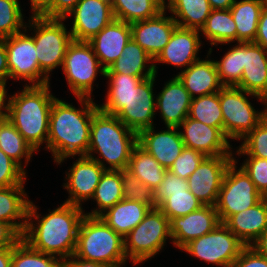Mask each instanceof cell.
Listing matches in <instances>:
<instances>
[{
  "label": "cell",
  "instance_id": "6da1fadb",
  "mask_svg": "<svg viewBox=\"0 0 267 267\" xmlns=\"http://www.w3.org/2000/svg\"><path fill=\"white\" fill-rule=\"evenodd\" d=\"M37 209L30 201L22 239L33 249L59 256L62 261L71 257L75 253L78 230L85 216L83 208L64 202L44 217L37 213ZM33 218L39 219L37 225L33 223Z\"/></svg>",
  "mask_w": 267,
  "mask_h": 267
},
{
  "label": "cell",
  "instance_id": "7a4b0ae2",
  "mask_svg": "<svg viewBox=\"0 0 267 267\" xmlns=\"http://www.w3.org/2000/svg\"><path fill=\"white\" fill-rule=\"evenodd\" d=\"M82 107L75 108L56 98L50 110L48 139L45 148L60 164L71 156H86L89 149L91 121L99 109L92 98L77 97Z\"/></svg>",
  "mask_w": 267,
  "mask_h": 267
},
{
  "label": "cell",
  "instance_id": "3957f363",
  "mask_svg": "<svg viewBox=\"0 0 267 267\" xmlns=\"http://www.w3.org/2000/svg\"><path fill=\"white\" fill-rule=\"evenodd\" d=\"M46 85H24V89L9 97L7 119L25 141L37 151L47 144L50 110L56 99Z\"/></svg>",
  "mask_w": 267,
  "mask_h": 267
},
{
  "label": "cell",
  "instance_id": "277c9868",
  "mask_svg": "<svg viewBox=\"0 0 267 267\" xmlns=\"http://www.w3.org/2000/svg\"><path fill=\"white\" fill-rule=\"evenodd\" d=\"M136 144L137 133L125 126L115 115L100 109L94 113L86 156L100 163L105 170H127L132 149ZM93 152L99 153L103 161L93 156ZM104 161L110 166L106 167Z\"/></svg>",
  "mask_w": 267,
  "mask_h": 267
},
{
  "label": "cell",
  "instance_id": "5b68a950",
  "mask_svg": "<svg viewBox=\"0 0 267 267\" xmlns=\"http://www.w3.org/2000/svg\"><path fill=\"white\" fill-rule=\"evenodd\" d=\"M74 255L86 261L121 267L126 264L124 238L100 217L85 215L78 230Z\"/></svg>",
  "mask_w": 267,
  "mask_h": 267
},
{
  "label": "cell",
  "instance_id": "8992f818",
  "mask_svg": "<svg viewBox=\"0 0 267 267\" xmlns=\"http://www.w3.org/2000/svg\"><path fill=\"white\" fill-rule=\"evenodd\" d=\"M170 220L158 209H150L144 219L124 237V251L133 265L153 258L166 243ZM129 257V258H128Z\"/></svg>",
  "mask_w": 267,
  "mask_h": 267
},
{
  "label": "cell",
  "instance_id": "52a82bcc",
  "mask_svg": "<svg viewBox=\"0 0 267 267\" xmlns=\"http://www.w3.org/2000/svg\"><path fill=\"white\" fill-rule=\"evenodd\" d=\"M246 96H254L265 104V99L238 87L223 86L219 91L223 115V134L228 139H243L265 117L264 111H256Z\"/></svg>",
  "mask_w": 267,
  "mask_h": 267
},
{
  "label": "cell",
  "instance_id": "ba28073f",
  "mask_svg": "<svg viewBox=\"0 0 267 267\" xmlns=\"http://www.w3.org/2000/svg\"><path fill=\"white\" fill-rule=\"evenodd\" d=\"M31 20V21H30ZM29 25L34 28L32 35L40 69L49 77L50 72L63 65L66 50L73 41L70 31L64 25V19H49L31 16Z\"/></svg>",
  "mask_w": 267,
  "mask_h": 267
},
{
  "label": "cell",
  "instance_id": "9c48e42d",
  "mask_svg": "<svg viewBox=\"0 0 267 267\" xmlns=\"http://www.w3.org/2000/svg\"><path fill=\"white\" fill-rule=\"evenodd\" d=\"M69 89L76 97L91 98L93 82L98 72L105 76L91 44L73 40L67 50L62 65Z\"/></svg>",
  "mask_w": 267,
  "mask_h": 267
},
{
  "label": "cell",
  "instance_id": "30bf717a",
  "mask_svg": "<svg viewBox=\"0 0 267 267\" xmlns=\"http://www.w3.org/2000/svg\"><path fill=\"white\" fill-rule=\"evenodd\" d=\"M236 163L234 159L227 168L215 205L221 223L256 205L264 197L246 172L241 167L236 169Z\"/></svg>",
  "mask_w": 267,
  "mask_h": 267
},
{
  "label": "cell",
  "instance_id": "8fae6325",
  "mask_svg": "<svg viewBox=\"0 0 267 267\" xmlns=\"http://www.w3.org/2000/svg\"><path fill=\"white\" fill-rule=\"evenodd\" d=\"M246 245L224 223L198 237L181 250L207 263L231 267Z\"/></svg>",
  "mask_w": 267,
  "mask_h": 267
},
{
  "label": "cell",
  "instance_id": "7c38bea8",
  "mask_svg": "<svg viewBox=\"0 0 267 267\" xmlns=\"http://www.w3.org/2000/svg\"><path fill=\"white\" fill-rule=\"evenodd\" d=\"M20 33L3 38L6 46L10 78L25 79L32 85H46L49 77L40 69L32 36Z\"/></svg>",
  "mask_w": 267,
  "mask_h": 267
},
{
  "label": "cell",
  "instance_id": "4fadbf2b",
  "mask_svg": "<svg viewBox=\"0 0 267 267\" xmlns=\"http://www.w3.org/2000/svg\"><path fill=\"white\" fill-rule=\"evenodd\" d=\"M234 155L206 157L188 177L189 190L203 204L215 206L222 182Z\"/></svg>",
  "mask_w": 267,
  "mask_h": 267
},
{
  "label": "cell",
  "instance_id": "5bb4252c",
  "mask_svg": "<svg viewBox=\"0 0 267 267\" xmlns=\"http://www.w3.org/2000/svg\"><path fill=\"white\" fill-rule=\"evenodd\" d=\"M156 75L144 79L136 87L135 94L115 114L128 128L137 134L146 128L152 127L156 112V100L153 87Z\"/></svg>",
  "mask_w": 267,
  "mask_h": 267
},
{
  "label": "cell",
  "instance_id": "9a60e30c",
  "mask_svg": "<svg viewBox=\"0 0 267 267\" xmlns=\"http://www.w3.org/2000/svg\"><path fill=\"white\" fill-rule=\"evenodd\" d=\"M68 15L74 17L73 40L87 42L114 19L111 5L102 0H80Z\"/></svg>",
  "mask_w": 267,
  "mask_h": 267
},
{
  "label": "cell",
  "instance_id": "2e32d148",
  "mask_svg": "<svg viewBox=\"0 0 267 267\" xmlns=\"http://www.w3.org/2000/svg\"><path fill=\"white\" fill-rule=\"evenodd\" d=\"M185 147L192 148L206 157L232 155L229 139L216 127L187 117L179 126Z\"/></svg>",
  "mask_w": 267,
  "mask_h": 267
},
{
  "label": "cell",
  "instance_id": "e0dca14e",
  "mask_svg": "<svg viewBox=\"0 0 267 267\" xmlns=\"http://www.w3.org/2000/svg\"><path fill=\"white\" fill-rule=\"evenodd\" d=\"M105 169L100 163L88 156H79L69 172L63 187L68 190L69 198L65 203L81 207V202L93 198L100 177Z\"/></svg>",
  "mask_w": 267,
  "mask_h": 267
},
{
  "label": "cell",
  "instance_id": "ac0fdd59",
  "mask_svg": "<svg viewBox=\"0 0 267 267\" xmlns=\"http://www.w3.org/2000/svg\"><path fill=\"white\" fill-rule=\"evenodd\" d=\"M220 223L215 206L203 205L194 212L170 220L171 240L182 249L190 241L214 230Z\"/></svg>",
  "mask_w": 267,
  "mask_h": 267
},
{
  "label": "cell",
  "instance_id": "d6986e66",
  "mask_svg": "<svg viewBox=\"0 0 267 267\" xmlns=\"http://www.w3.org/2000/svg\"><path fill=\"white\" fill-rule=\"evenodd\" d=\"M165 10L156 17L130 23L132 38L155 59L178 27L172 16H164Z\"/></svg>",
  "mask_w": 267,
  "mask_h": 267
},
{
  "label": "cell",
  "instance_id": "ffe728a7",
  "mask_svg": "<svg viewBox=\"0 0 267 267\" xmlns=\"http://www.w3.org/2000/svg\"><path fill=\"white\" fill-rule=\"evenodd\" d=\"M166 128L159 132H155L154 126L141 130L137 134V143L168 170L185 146L180 128Z\"/></svg>",
  "mask_w": 267,
  "mask_h": 267
},
{
  "label": "cell",
  "instance_id": "44dd1931",
  "mask_svg": "<svg viewBox=\"0 0 267 267\" xmlns=\"http://www.w3.org/2000/svg\"><path fill=\"white\" fill-rule=\"evenodd\" d=\"M131 38L130 23L113 19L88 42L91 44L101 66L106 70L120 57Z\"/></svg>",
  "mask_w": 267,
  "mask_h": 267
},
{
  "label": "cell",
  "instance_id": "7402d4cb",
  "mask_svg": "<svg viewBox=\"0 0 267 267\" xmlns=\"http://www.w3.org/2000/svg\"><path fill=\"white\" fill-rule=\"evenodd\" d=\"M199 33V30L177 27L170 41L154 59V62L187 69L200 59L197 57L201 47Z\"/></svg>",
  "mask_w": 267,
  "mask_h": 267
},
{
  "label": "cell",
  "instance_id": "603a6c76",
  "mask_svg": "<svg viewBox=\"0 0 267 267\" xmlns=\"http://www.w3.org/2000/svg\"><path fill=\"white\" fill-rule=\"evenodd\" d=\"M192 97L177 76L166 82L156 98L166 127H177L188 117Z\"/></svg>",
  "mask_w": 267,
  "mask_h": 267
},
{
  "label": "cell",
  "instance_id": "cb8c5ba5",
  "mask_svg": "<svg viewBox=\"0 0 267 267\" xmlns=\"http://www.w3.org/2000/svg\"><path fill=\"white\" fill-rule=\"evenodd\" d=\"M244 65L236 87L267 99V51L254 42H244Z\"/></svg>",
  "mask_w": 267,
  "mask_h": 267
},
{
  "label": "cell",
  "instance_id": "d4e9b609",
  "mask_svg": "<svg viewBox=\"0 0 267 267\" xmlns=\"http://www.w3.org/2000/svg\"><path fill=\"white\" fill-rule=\"evenodd\" d=\"M224 225L246 246L252 245L267 229V199L263 197L249 209L231 215Z\"/></svg>",
  "mask_w": 267,
  "mask_h": 267
},
{
  "label": "cell",
  "instance_id": "484cf974",
  "mask_svg": "<svg viewBox=\"0 0 267 267\" xmlns=\"http://www.w3.org/2000/svg\"><path fill=\"white\" fill-rule=\"evenodd\" d=\"M176 76L192 98L219 92L223 87L213 60L199 59Z\"/></svg>",
  "mask_w": 267,
  "mask_h": 267
},
{
  "label": "cell",
  "instance_id": "4316f807",
  "mask_svg": "<svg viewBox=\"0 0 267 267\" xmlns=\"http://www.w3.org/2000/svg\"><path fill=\"white\" fill-rule=\"evenodd\" d=\"M152 62L150 65L146 64ZM133 38L126 44L120 57L105 73H120L137 77H151L157 74V63ZM148 67V68H147ZM147 70V71H146ZM145 71V72H144Z\"/></svg>",
  "mask_w": 267,
  "mask_h": 267
},
{
  "label": "cell",
  "instance_id": "83f0119b",
  "mask_svg": "<svg viewBox=\"0 0 267 267\" xmlns=\"http://www.w3.org/2000/svg\"><path fill=\"white\" fill-rule=\"evenodd\" d=\"M150 209L144 203L122 199L99 217L124 238L144 219Z\"/></svg>",
  "mask_w": 267,
  "mask_h": 267
},
{
  "label": "cell",
  "instance_id": "f1b7e54d",
  "mask_svg": "<svg viewBox=\"0 0 267 267\" xmlns=\"http://www.w3.org/2000/svg\"><path fill=\"white\" fill-rule=\"evenodd\" d=\"M29 204L30 200L24 190V185L0 188V221L10 223L23 235L27 225ZM17 220L20 221L17 222Z\"/></svg>",
  "mask_w": 267,
  "mask_h": 267
},
{
  "label": "cell",
  "instance_id": "f546056e",
  "mask_svg": "<svg viewBox=\"0 0 267 267\" xmlns=\"http://www.w3.org/2000/svg\"><path fill=\"white\" fill-rule=\"evenodd\" d=\"M110 79L106 102L98 105L105 113L115 115L125 103L135 94L136 87L144 79L150 77H137L120 73H105Z\"/></svg>",
  "mask_w": 267,
  "mask_h": 267
},
{
  "label": "cell",
  "instance_id": "4dcf8cb0",
  "mask_svg": "<svg viewBox=\"0 0 267 267\" xmlns=\"http://www.w3.org/2000/svg\"><path fill=\"white\" fill-rule=\"evenodd\" d=\"M263 8V0H234L230 12L236 24L237 42H254Z\"/></svg>",
  "mask_w": 267,
  "mask_h": 267
},
{
  "label": "cell",
  "instance_id": "1f68e13d",
  "mask_svg": "<svg viewBox=\"0 0 267 267\" xmlns=\"http://www.w3.org/2000/svg\"><path fill=\"white\" fill-rule=\"evenodd\" d=\"M167 169L138 143L132 149L127 171L153 191L159 187Z\"/></svg>",
  "mask_w": 267,
  "mask_h": 267
},
{
  "label": "cell",
  "instance_id": "d6a6232c",
  "mask_svg": "<svg viewBox=\"0 0 267 267\" xmlns=\"http://www.w3.org/2000/svg\"><path fill=\"white\" fill-rule=\"evenodd\" d=\"M122 171L105 170L96 187L94 199L98 208L85 215L99 217L123 198Z\"/></svg>",
  "mask_w": 267,
  "mask_h": 267
},
{
  "label": "cell",
  "instance_id": "836d02e7",
  "mask_svg": "<svg viewBox=\"0 0 267 267\" xmlns=\"http://www.w3.org/2000/svg\"><path fill=\"white\" fill-rule=\"evenodd\" d=\"M167 9L178 27L199 31L212 10L208 0H175Z\"/></svg>",
  "mask_w": 267,
  "mask_h": 267
},
{
  "label": "cell",
  "instance_id": "e575fe53",
  "mask_svg": "<svg viewBox=\"0 0 267 267\" xmlns=\"http://www.w3.org/2000/svg\"><path fill=\"white\" fill-rule=\"evenodd\" d=\"M199 32H203L211 46L228 44L237 41L236 24L230 9L211 10L204 26Z\"/></svg>",
  "mask_w": 267,
  "mask_h": 267
},
{
  "label": "cell",
  "instance_id": "d590c367",
  "mask_svg": "<svg viewBox=\"0 0 267 267\" xmlns=\"http://www.w3.org/2000/svg\"><path fill=\"white\" fill-rule=\"evenodd\" d=\"M0 149L23 170L21 159L25 157L27 164L35 152L8 119L0 121Z\"/></svg>",
  "mask_w": 267,
  "mask_h": 267
},
{
  "label": "cell",
  "instance_id": "8d00e7d4",
  "mask_svg": "<svg viewBox=\"0 0 267 267\" xmlns=\"http://www.w3.org/2000/svg\"><path fill=\"white\" fill-rule=\"evenodd\" d=\"M111 7L114 19L127 23L151 19L164 10L157 0H114Z\"/></svg>",
  "mask_w": 267,
  "mask_h": 267
},
{
  "label": "cell",
  "instance_id": "74e56055",
  "mask_svg": "<svg viewBox=\"0 0 267 267\" xmlns=\"http://www.w3.org/2000/svg\"><path fill=\"white\" fill-rule=\"evenodd\" d=\"M188 117L208 126L216 127L223 133V115L219 92L192 98Z\"/></svg>",
  "mask_w": 267,
  "mask_h": 267
},
{
  "label": "cell",
  "instance_id": "f35d334b",
  "mask_svg": "<svg viewBox=\"0 0 267 267\" xmlns=\"http://www.w3.org/2000/svg\"><path fill=\"white\" fill-rule=\"evenodd\" d=\"M219 79L223 86L236 87L241 80L244 69V42L229 49L221 61H215Z\"/></svg>",
  "mask_w": 267,
  "mask_h": 267
},
{
  "label": "cell",
  "instance_id": "ab89813d",
  "mask_svg": "<svg viewBox=\"0 0 267 267\" xmlns=\"http://www.w3.org/2000/svg\"><path fill=\"white\" fill-rule=\"evenodd\" d=\"M11 267H63V261L59 257L33 249L21 239L12 247Z\"/></svg>",
  "mask_w": 267,
  "mask_h": 267
},
{
  "label": "cell",
  "instance_id": "60d3db41",
  "mask_svg": "<svg viewBox=\"0 0 267 267\" xmlns=\"http://www.w3.org/2000/svg\"><path fill=\"white\" fill-rule=\"evenodd\" d=\"M203 204L190 191L166 193L165 197L156 205L169 220L182 217L202 207Z\"/></svg>",
  "mask_w": 267,
  "mask_h": 267
},
{
  "label": "cell",
  "instance_id": "b9f144b4",
  "mask_svg": "<svg viewBox=\"0 0 267 267\" xmlns=\"http://www.w3.org/2000/svg\"><path fill=\"white\" fill-rule=\"evenodd\" d=\"M21 10L18 0H0V39L26 29Z\"/></svg>",
  "mask_w": 267,
  "mask_h": 267
},
{
  "label": "cell",
  "instance_id": "7bdbcfd3",
  "mask_svg": "<svg viewBox=\"0 0 267 267\" xmlns=\"http://www.w3.org/2000/svg\"><path fill=\"white\" fill-rule=\"evenodd\" d=\"M241 140L244 141L236 151L239 156L246 154L248 157L267 159V117Z\"/></svg>",
  "mask_w": 267,
  "mask_h": 267
},
{
  "label": "cell",
  "instance_id": "ee69618b",
  "mask_svg": "<svg viewBox=\"0 0 267 267\" xmlns=\"http://www.w3.org/2000/svg\"><path fill=\"white\" fill-rule=\"evenodd\" d=\"M122 186L124 199L144 203L151 209L156 208L153 190L127 170H122Z\"/></svg>",
  "mask_w": 267,
  "mask_h": 267
},
{
  "label": "cell",
  "instance_id": "f6af8a7d",
  "mask_svg": "<svg viewBox=\"0 0 267 267\" xmlns=\"http://www.w3.org/2000/svg\"><path fill=\"white\" fill-rule=\"evenodd\" d=\"M205 158L204 154L192 148L184 147L168 170L176 176L187 180Z\"/></svg>",
  "mask_w": 267,
  "mask_h": 267
},
{
  "label": "cell",
  "instance_id": "bcb514c9",
  "mask_svg": "<svg viewBox=\"0 0 267 267\" xmlns=\"http://www.w3.org/2000/svg\"><path fill=\"white\" fill-rule=\"evenodd\" d=\"M26 172L0 149V188L24 185Z\"/></svg>",
  "mask_w": 267,
  "mask_h": 267
},
{
  "label": "cell",
  "instance_id": "7dc6e473",
  "mask_svg": "<svg viewBox=\"0 0 267 267\" xmlns=\"http://www.w3.org/2000/svg\"><path fill=\"white\" fill-rule=\"evenodd\" d=\"M240 166L251 181L255 184L256 189L264 196H267V159L259 157H248Z\"/></svg>",
  "mask_w": 267,
  "mask_h": 267
},
{
  "label": "cell",
  "instance_id": "c3c4849f",
  "mask_svg": "<svg viewBox=\"0 0 267 267\" xmlns=\"http://www.w3.org/2000/svg\"><path fill=\"white\" fill-rule=\"evenodd\" d=\"M189 190L188 181L166 170L162 182L154 192L155 206L165 197L166 193H178Z\"/></svg>",
  "mask_w": 267,
  "mask_h": 267
},
{
  "label": "cell",
  "instance_id": "681fc988",
  "mask_svg": "<svg viewBox=\"0 0 267 267\" xmlns=\"http://www.w3.org/2000/svg\"><path fill=\"white\" fill-rule=\"evenodd\" d=\"M80 0H53L51 5L40 15L49 19H64Z\"/></svg>",
  "mask_w": 267,
  "mask_h": 267
},
{
  "label": "cell",
  "instance_id": "f907efd6",
  "mask_svg": "<svg viewBox=\"0 0 267 267\" xmlns=\"http://www.w3.org/2000/svg\"><path fill=\"white\" fill-rule=\"evenodd\" d=\"M231 267H267V258L246 246Z\"/></svg>",
  "mask_w": 267,
  "mask_h": 267
},
{
  "label": "cell",
  "instance_id": "816d5d0a",
  "mask_svg": "<svg viewBox=\"0 0 267 267\" xmlns=\"http://www.w3.org/2000/svg\"><path fill=\"white\" fill-rule=\"evenodd\" d=\"M22 235L10 224L0 221V249L14 247Z\"/></svg>",
  "mask_w": 267,
  "mask_h": 267
},
{
  "label": "cell",
  "instance_id": "f5cc1de1",
  "mask_svg": "<svg viewBox=\"0 0 267 267\" xmlns=\"http://www.w3.org/2000/svg\"><path fill=\"white\" fill-rule=\"evenodd\" d=\"M254 43L260 45L265 51H267V9L265 7L262 9L260 14Z\"/></svg>",
  "mask_w": 267,
  "mask_h": 267
},
{
  "label": "cell",
  "instance_id": "db71d44e",
  "mask_svg": "<svg viewBox=\"0 0 267 267\" xmlns=\"http://www.w3.org/2000/svg\"><path fill=\"white\" fill-rule=\"evenodd\" d=\"M63 267H112L103 263L86 261L76 257L74 254L63 260Z\"/></svg>",
  "mask_w": 267,
  "mask_h": 267
},
{
  "label": "cell",
  "instance_id": "11a10c76",
  "mask_svg": "<svg viewBox=\"0 0 267 267\" xmlns=\"http://www.w3.org/2000/svg\"><path fill=\"white\" fill-rule=\"evenodd\" d=\"M10 79V72L8 67L6 46L3 39H0V81H7Z\"/></svg>",
  "mask_w": 267,
  "mask_h": 267
},
{
  "label": "cell",
  "instance_id": "9f6ffc18",
  "mask_svg": "<svg viewBox=\"0 0 267 267\" xmlns=\"http://www.w3.org/2000/svg\"><path fill=\"white\" fill-rule=\"evenodd\" d=\"M6 81H0V121L7 119L9 109V98H7ZM7 101V104L5 103ZM5 109V110H4Z\"/></svg>",
  "mask_w": 267,
  "mask_h": 267
},
{
  "label": "cell",
  "instance_id": "6f0895ef",
  "mask_svg": "<svg viewBox=\"0 0 267 267\" xmlns=\"http://www.w3.org/2000/svg\"><path fill=\"white\" fill-rule=\"evenodd\" d=\"M250 247H252L258 254L267 258V229L252 245H250Z\"/></svg>",
  "mask_w": 267,
  "mask_h": 267
},
{
  "label": "cell",
  "instance_id": "680465c9",
  "mask_svg": "<svg viewBox=\"0 0 267 267\" xmlns=\"http://www.w3.org/2000/svg\"><path fill=\"white\" fill-rule=\"evenodd\" d=\"M33 16H40L52 3L53 0H30Z\"/></svg>",
  "mask_w": 267,
  "mask_h": 267
},
{
  "label": "cell",
  "instance_id": "91938a15",
  "mask_svg": "<svg viewBox=\"0 0 267 267\" xmlns=\"http://www.w3.org/2000/svg\"><path fill=\"white\" fill-rule=\"evenodd\" d=\"M12 247L0 249V267H11Z\"/></svg>",
  "mask_w": 267,
  "mask_h": 267
},
{
  "label": "cell",
  "instance_id": "94428289",
  "mask_svg": "<svg viewBox=\"0 0 267 267\" xmlns=\"http://www.w3.org/2000/svg\"><path fill=\"white\" fill-rule=\"evenodd\" d=\"M212 10L215 9H230L234 0H208Z\"/></svg>",
  "mask_w": 267,
  "mask_h": 267
},
{
  "label": "cell",
  "instance_id": "6125c7cd",
  "mask_svg": "<svg viewBox=\"0 0 267 267\" xmlns=\"http://www.w3.org/2000/svg\"><path fill=\"white\" fill-rule=\"evenodd\" d=\"M168 3H165V0H157L158 4L164 9L166 10V8H169L170 5L175 1V0H167ZM167 4V5H166Z\"/></svg>",
  "mask_w": 267,
  "mask_h": 267
},
{
  "label": "cell",
  "instance_id": "be15d7a7",
  "mask_svg": "<svg viewBox=\"0 0 267 267\" xmlns=\"http://www.w3.org/2000/svg\"><path fill=\"white\" fill-rule=\"evenodd\" d=\"M265 116L267 117V99H265Z\"/></svg>",
  "mask_w": 267,
  "mask_h": 267
},
{
  "label": "cell",
  "instance_id": "e7e4bbea",
  "mask_svg": "<svg viewBox=\"0 0 267 267\" xmlns=\"http://www.w3.org/2000/svg\"><path fill=\"white\" fill-rule=\"evenodd\" d=\"M102 1H104V2H106L108 4H110V5H112V3H113L114 0H102Z\"/></svg>",
  "mask_w": 267,
  "mask_h": 267
},
{
  "label": "cell",
  "instance_id": "03108f58",
  "mask_svg": "<svg viewBox=\"0 0 267 267\" xmlns=\"http://www.w3.org/2000/svg\"><path fill=\"white\" fill-rule=\"evenodd\" d=\"M264 7L267 9V0H263Z\"/></svg>",
  "mask_w": 267,
  "mask_h": 267
}]
</instances>
